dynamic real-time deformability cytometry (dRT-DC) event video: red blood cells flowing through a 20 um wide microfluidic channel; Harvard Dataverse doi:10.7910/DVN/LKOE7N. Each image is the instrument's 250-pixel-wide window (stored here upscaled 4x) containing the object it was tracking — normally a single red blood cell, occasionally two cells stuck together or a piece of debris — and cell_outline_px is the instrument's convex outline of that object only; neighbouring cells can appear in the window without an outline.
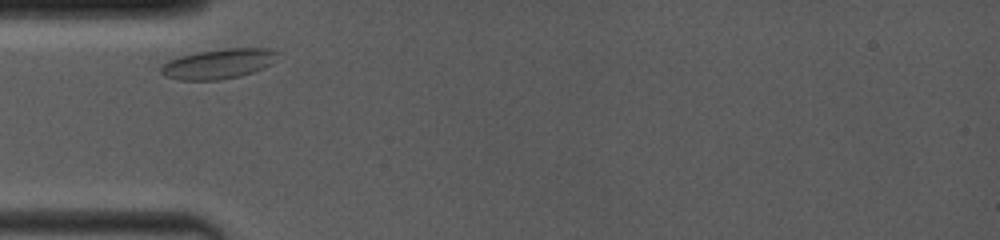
{"species": "common noctule bat (a hibernating species)", "species_latin": "Nyctalus noctula", "temperature_condition": "room temperature", "stored_images_in_passage": 18, "camera_frame_rate_fps": 4000, "um_per_image_px": 0.085, "animal": {"sex": "female", "body_mass_g": 19.0, "forearm_length_mm": 53.3}, "frame": {"image": 1, "passage_image": 1, "time_ms": 0.0, "image_size_px": [1000, 240], "cell_outline_px": [[276, 52], [268, 64], [264, 68], [240, 76], [220, 80], [180, 80], [168, 76], [160, 72], [160, 64], [168, 60], [180, 56], [196, 52], [224, 48], [268, 48]], "centroid_in_image_um": [18.47, 5.42], "position_along_channel_um": 66.5, "area_um2": 20.06}}
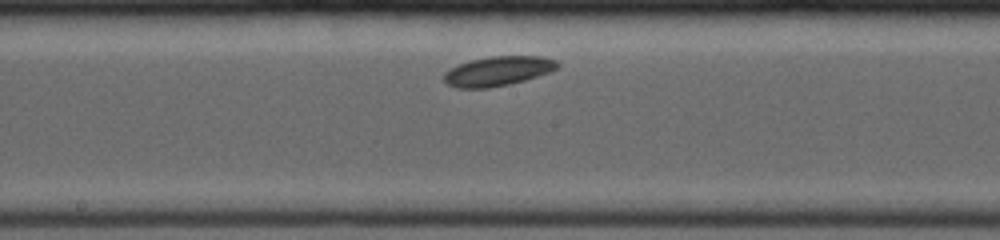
{"frame": {"image": 2, "passage_image": 7, "time_ms": 3.75, "image_size_px": [1000, 240], "cell_outline_px": [[560, 64], [556, 68], [548, 72], [524, 80], [508, 84], [488, 88], [456, 88], [448, 84], [444, 80], [444, 72], [448, 68], [472, 60], [488, 56], [544, 56], [556, 60]], "centroid_in_image_um": [42.3, 6.03], "position_along_channel_um": 205.9, "area_um2": 19.42}}
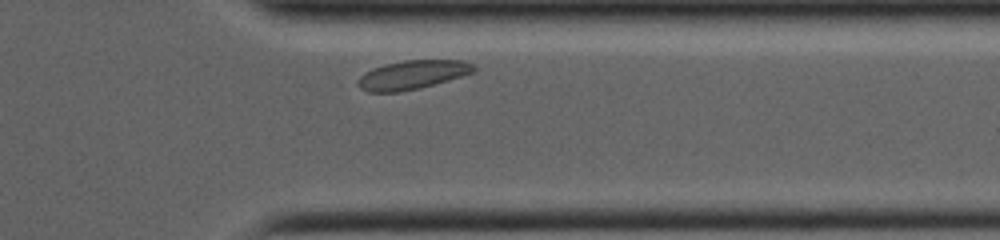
{"frame": {"image": 3, "passage_image": 16, "time_ms": 8.25, "image_size_px": [1000, 240], "cell_outline_px": [[476, 72], [420, 88], [400, 92], [368, 92], [360, 88], [356, 84], [356, 80], [364, 72], [372, 68], [384, 64], [404, 60], [464, 60], [472, 64], [476, 68]], "centroid_in_image_um": [35.03, 6.36], "position_along_channel_um": 376.4, "area_um2": 19.71}, "authors_computed_cell_mechanics": {"area_um2": 19.1896, "velocity_mm_per_s": 3.765, "shape_relaxation_time_tau1_ms": 0.6453, "shape_relaxation_time_tau2_ms": null, "deformation_change_tau1": 0.0232, "deformation_change_tau2": null}}